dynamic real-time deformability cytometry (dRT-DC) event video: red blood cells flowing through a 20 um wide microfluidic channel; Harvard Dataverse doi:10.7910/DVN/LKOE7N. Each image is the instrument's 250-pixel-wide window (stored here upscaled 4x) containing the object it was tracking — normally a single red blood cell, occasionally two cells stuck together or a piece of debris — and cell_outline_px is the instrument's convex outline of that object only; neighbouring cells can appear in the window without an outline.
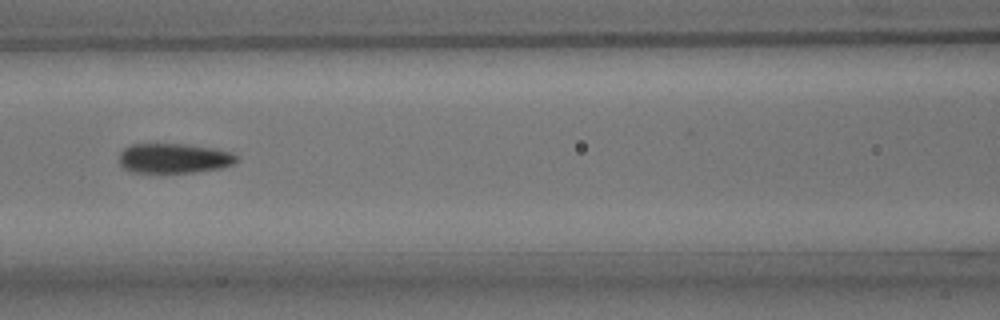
{"species": "common noctule bat (a hibernating species)", "species_latin": "Nyctalus noctula", "temperature_condition": "room temperature", "stored_images_in_passage": 8, "camera_frame_rate_fps": 3000, "um_per_image_px": 0.085, "animal": {"sex": "male", "body_mass_g": 15.6}, "frame": {"image": 1, "passage_image": 6, "time_ms": 5.667, "image_size_px": [1000, 320], "cell_outline_px": [[240, 160], [232, 164], [220, 168], [192, 172], [160, 176], [132, 172], [124, 168], [120, 164], [120, 152], [124, 148], [132, 144], [188, 144], [216, 148], [232, 152], [240, 156]], "centroid_in_image_um": [14.79, 13.49], "position_along_channel_um": 151.8, "area_um2": 21.39}}
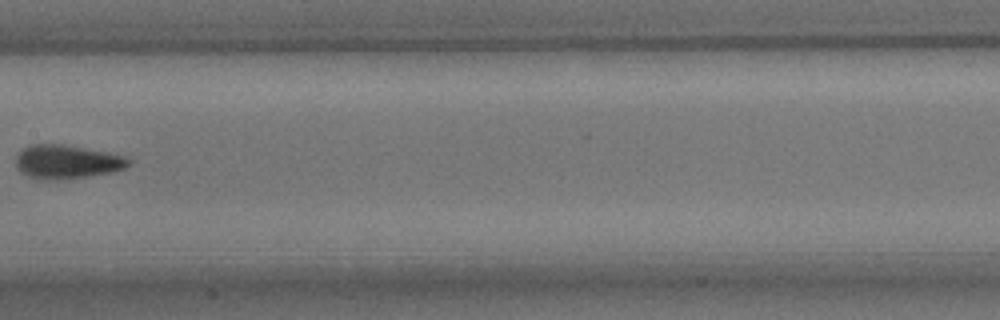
{"frame": {"image": 2, "passage_image": 7, "time_ms": 7.0, "image_size_px": [1000, 320], "cell_outline_px": [[132, 164], [124, 168], [112, 172], [88, 176], [52, 180], [44, 180], [28, 176], [20, 172], [16, 164], [16, 156], [20, 148], [28, 144], [60, 144], [84, 148], [124, 156], [132, 160]], "centroid_in_image_um": [5.65, 13.75], "position_along_channel_um": 201.8, "area_um2": 22.2}}
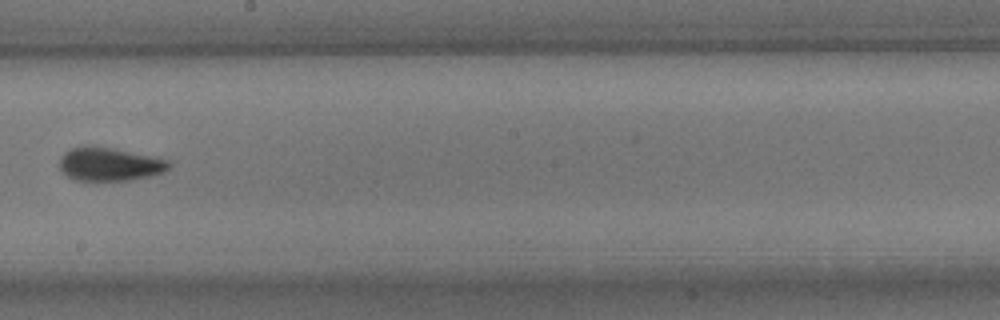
{"frame": {"image": 3, "passage_image": 8, "time_ms": 8.0, "image_size_px": [1000, 320], "cell_outline_px": [[172, 164], [164, 172], [132, 180], [76, 180], [68, 176], [60, 168], [60, 156], [64, 152], [80, 144], [88, 144], [112, 148], [156, 156], [172, 160]], "centroid_in_image_um": [9.34, 13.92], "position_along_channel_um": 238.9, "area_um2": 21.68}}